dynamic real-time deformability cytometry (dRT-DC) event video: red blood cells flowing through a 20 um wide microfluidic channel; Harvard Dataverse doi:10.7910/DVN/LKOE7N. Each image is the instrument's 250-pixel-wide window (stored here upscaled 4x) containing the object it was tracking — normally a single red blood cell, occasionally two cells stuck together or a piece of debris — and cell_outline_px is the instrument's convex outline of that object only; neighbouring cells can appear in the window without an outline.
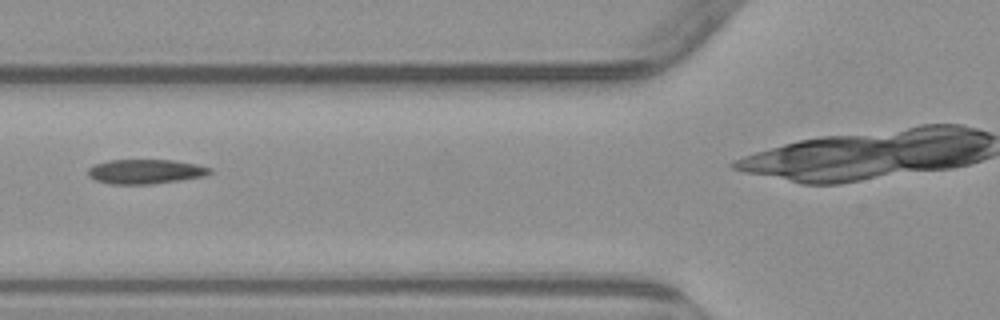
{"species": "common noctule bat (a hibernating species)", "species_latin": "Nyctalus noctula", "temperature_condition": "warm", "stored_images_in_passage": 6, "camera_frame_rate_fps": 3000, "um_per_image_px": 0.085, "animal": {"sex": "male", "body_mass_g": 23.1, "forearm_length_mm": 52.7}, "frame": {"image": 1, "passage_image": 5, "time_ms": 4.333, "image_size_px": [1000, 320], "cell_outline_px": [[212, 172], [204, 176], [180, 180], [152, 184], [112, 184], [96, 180], [88, 176], [88, 168], [96, 164], [108, 160], [172, 160], [196, 164], [212, 168]], "centroid_in_image_um": [12.37, 14.58], "position_along_channel_um": 113.4, "area_um2": 17.34}}